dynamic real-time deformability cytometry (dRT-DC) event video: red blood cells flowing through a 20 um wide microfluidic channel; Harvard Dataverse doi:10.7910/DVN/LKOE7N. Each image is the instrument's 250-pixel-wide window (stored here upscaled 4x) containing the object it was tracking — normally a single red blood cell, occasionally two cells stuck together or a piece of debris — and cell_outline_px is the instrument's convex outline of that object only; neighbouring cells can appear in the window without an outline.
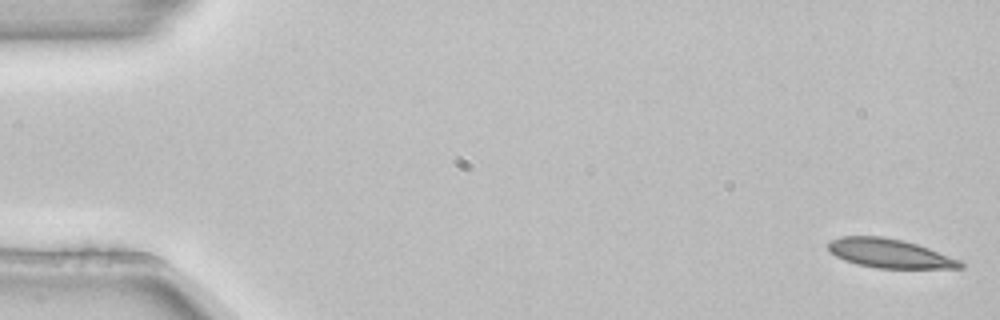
{"species": "common noctule bat (a hibernating species)", "species_latin": "Nyctalus noctula", "temperature_condition": "room temperature", "stored_images_in_passage": 4, "camera_frame_rate_fps": 3000, "um_per_image_px": 0.085, "animal": {"sex": "female", "body_mass_g": 22.7, "forearm_length_mm": 54.2}, "frame": {"image": 1, "passage_image": 1, "time_ms": 0.0, "image_size_px": [1000, 320], "cell_outline_px": [[964, 268], [876, 268], [844, 260], [836, 256], [828, 248], [828, 240], [840, 236], [880, 236], [904, 240], [928, 248], [960, 260], [964, 264]], "centroid_in_image_um": [75.6, 21.53], "position_along_channel_um": 9.4, "area_um2": 22.2}}